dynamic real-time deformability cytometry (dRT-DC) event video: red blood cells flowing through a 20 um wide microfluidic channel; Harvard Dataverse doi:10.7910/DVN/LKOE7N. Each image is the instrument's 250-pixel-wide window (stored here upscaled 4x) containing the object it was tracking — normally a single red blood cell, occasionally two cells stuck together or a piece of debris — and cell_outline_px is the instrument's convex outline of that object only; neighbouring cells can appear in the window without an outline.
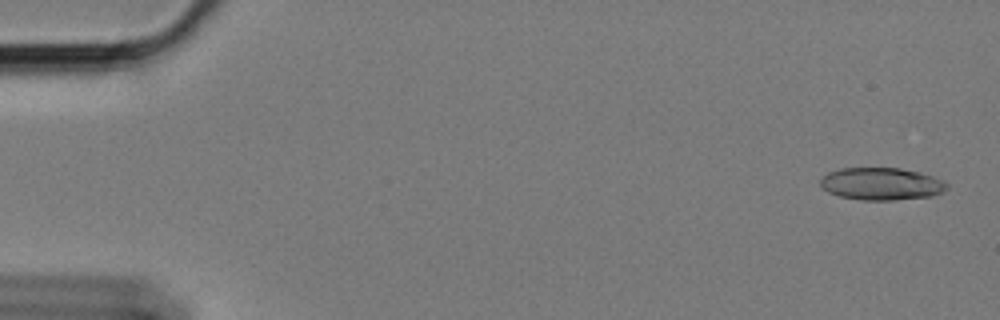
{"species": "Egyptian fruit bat (a non-hibernating species)", "species_latin": "Rousettus aegyptiacus", "temperature_condition": "cold", "stored_images_in_passage": 59, "camera_frame_rate_fps": 3000, "um_per_image_px": 0.085, "animal": {"sex": "female"}, "frame": {"image": 1, "passage_image": 2, "time_ms": 0.333, "image_size_px": [1000, 320], "cell_outline_px": [[948, 188], [944, 192], [932, 196], [896, 200], [860, 200], [840, 196], [828, 192], [820, 184], [820, 180], [828, 172], [840, 168], [900, 168], [920, 172], [944, 180], [948, 184]], "centroid_in_image_um": [74.96, 15.63], "position_along_channel_um": 10.0, "area_um2": 24.04}}
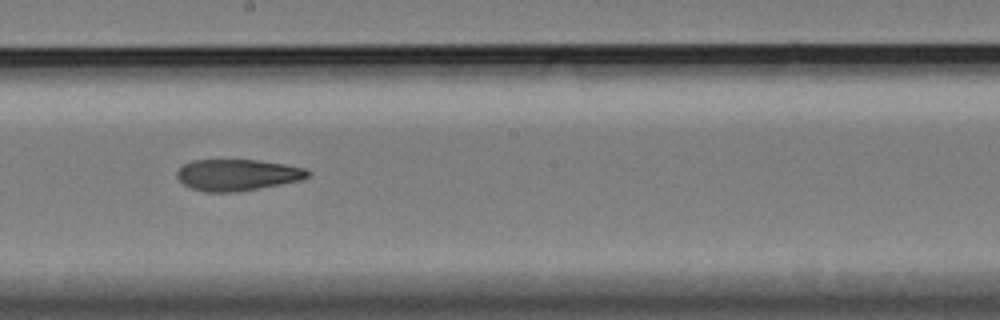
{"frame": {"image": 2, "passage_image": 33, "time_ms": 10.667, "image_size_px": [1000, 320], "cell_outline_px": [[312, 172], [308, 176], [300, 180], [260, 188], [236, 192], [204, 192], [192, 188], [184, 184], [176, 176], [176, 172], [184, 164], [192, 160], [256, 160], [284, 164], [304, 168]], "centroid_in_image_um": [20.16, 14.87], "position_along_channel_um": 228.0, "area_um2": 23.81}}
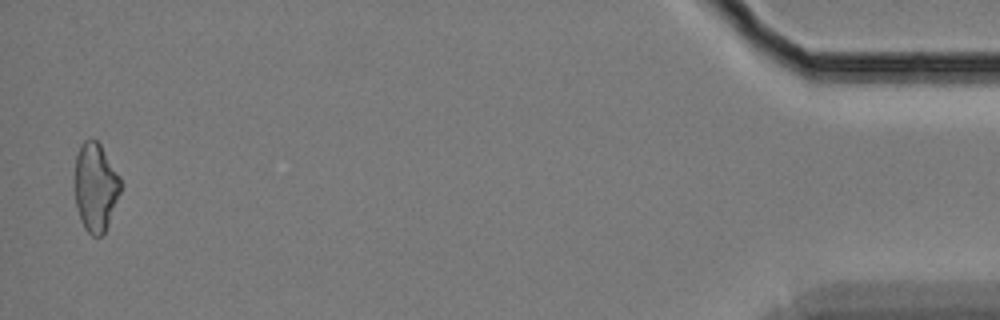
{"frame": {"image": 3, "passage_image": 58, "time_ms": 19.0, "image_size_px": [1000, 320], "cell_outline_px": [[124, 184], [108, 224], [104, 232], [100, 236], [92, 236], [84, 228], [80, 220], [76, 204], [76, 156], [80, 144], [84, 140], [96, 140], [100, 144], [120, 176]], "centroid_in_image_um": [8.15, 15.91], "position_along_channel_um": 427.0, "area_um2": 23.58}, "authors_computed_cell_mechanics": {"area_um2": 24.565, "velocity_mm_per_s": 3.3866, "shape_relaxation_time_tau1_ms": 11.328, "shape_relaxation_time_tau2_ms": 4.4017, "deformation_change_tau1": 0.2219, "deformation_change_tau2": 0.1327}}